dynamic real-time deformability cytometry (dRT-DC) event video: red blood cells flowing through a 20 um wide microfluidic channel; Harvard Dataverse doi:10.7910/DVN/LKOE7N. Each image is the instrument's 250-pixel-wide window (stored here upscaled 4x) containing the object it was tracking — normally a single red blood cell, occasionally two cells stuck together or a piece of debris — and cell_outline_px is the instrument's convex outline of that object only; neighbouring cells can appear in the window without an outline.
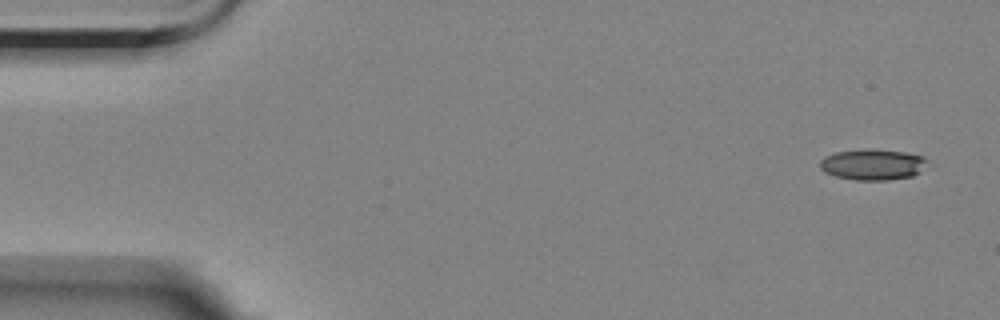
{"species": "Egyptian fruit bat (a non-hibernating species)", "species_latin": "Rousettus aegyptiacus", "temperature_condition": "room temperature", "stored_images_in_passage": 7, "camera_frame_rate_fps": 3000, "um_per_image_px": 0.085, "animal": {"sex": "female"}, "frame": {"image": 1, "passage_image": 1, "time_ms": 0.0, "image_size_px": [1000, 320], "cell_outline_px": [[928, 160], [920, 172], [912, 176], [888, 180], [856, 180], [836, 176], [824, 172], [820, 168], [820, 160], [824, 156], [836, 152], [868, 148], [872, 148], [904, 152], [924, 156]], "centroid_in_image_um": [74.17, 13.97], "position_along_channel_um": 10.8, "area_um2": 19.48}}
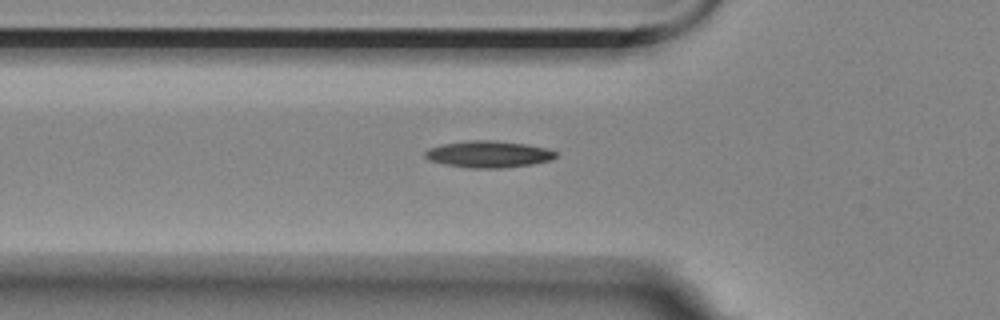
{"frame": {"image": 2, "passage_image": 7, "time_ms": 8.333, "image_size_px": [1000, 320], "cell_outline_px": [[556, 156], [552, 160], [532, 164], [500, 168], [472, 168], [444, 164], [428, 160], [424, 156], [424, 152], [428, 148], [444, 144], [468, 140], [492, 140], [524, 144], [548, 148], [556, 152]], "centroid_in_image_um": [41.51, 13.11], "position_along_channel_um": 84.3, "area_um2": 20.29}}